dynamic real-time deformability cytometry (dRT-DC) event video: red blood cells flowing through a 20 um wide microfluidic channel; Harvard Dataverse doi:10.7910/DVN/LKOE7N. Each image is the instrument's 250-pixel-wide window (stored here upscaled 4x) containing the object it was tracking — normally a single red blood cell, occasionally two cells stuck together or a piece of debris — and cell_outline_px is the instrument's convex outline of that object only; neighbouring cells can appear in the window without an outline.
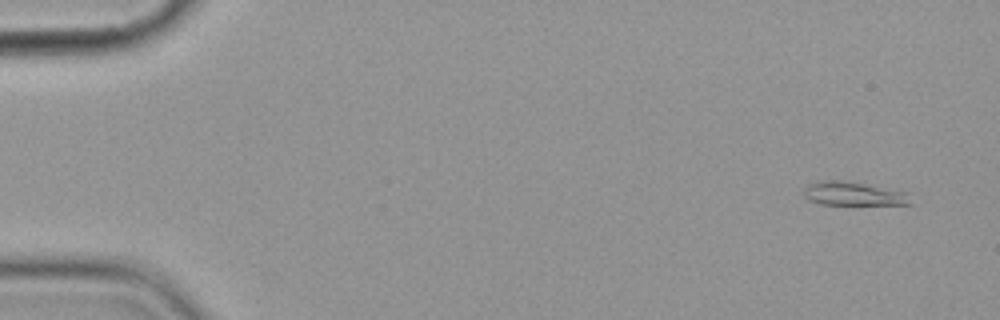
{"species": "common noctule bat (a hibernating species)", "species_latin": "Nyctalus noctula", "temperature_condition": "cold", "stored_images_in_passage": 3, "camera_frame_rate_fps": 3000, "um_per_image_px": 0.085, "animal": {"sex": "female", "body_mass_g": 19.9}, "frame": {"image": 1, "passage_image": 1, "time_ms": 0.0, "image_size_px": [1000, 320], "cell_outline_px": [[912, 204], [820, 204], [808, 200], [804, 196], [800, 188], [808, 184], [820, 180], [840, 180], [864, 184], [908, 192]], "centroid_in_image_um": [72.46, 16.46], "position_along_channel_um": 12.5, "area_um2": 14.8}}